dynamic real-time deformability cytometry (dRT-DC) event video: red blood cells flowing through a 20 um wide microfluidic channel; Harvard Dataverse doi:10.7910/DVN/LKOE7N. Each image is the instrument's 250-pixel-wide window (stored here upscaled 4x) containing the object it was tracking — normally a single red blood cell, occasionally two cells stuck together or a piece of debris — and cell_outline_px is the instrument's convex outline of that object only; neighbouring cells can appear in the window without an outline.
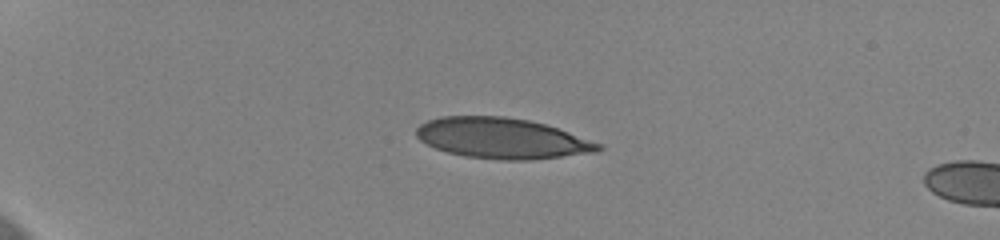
{"species": "human", "species_latin": "Homo sapiens", "temperature_condition": "cold", "stored_images_in_passage": 20, "camera_frame_rate_fps": 3000, "um_per_image_px": 0.085, "donor": {"sex": "female"}, "frame": {"image": 1, "passage_image": 15, "time_ms": 4.667, "image_size_px": [1000, 240], "cell_outline_px": [[604, 148], [596, 152], [532, 160], [500, 160], [464, 156], [448, 152], [436, 148], [420, 140], [416, 136], [416, 128], [420, 124], [428, 120], [440, 116], [504, 116], [528, 120], [544, 124], [604, 144]], "centroid_in_image_um": [42.68, 11.76], "position_along_channel_um": 42.3, "area_um2": 43.12}}